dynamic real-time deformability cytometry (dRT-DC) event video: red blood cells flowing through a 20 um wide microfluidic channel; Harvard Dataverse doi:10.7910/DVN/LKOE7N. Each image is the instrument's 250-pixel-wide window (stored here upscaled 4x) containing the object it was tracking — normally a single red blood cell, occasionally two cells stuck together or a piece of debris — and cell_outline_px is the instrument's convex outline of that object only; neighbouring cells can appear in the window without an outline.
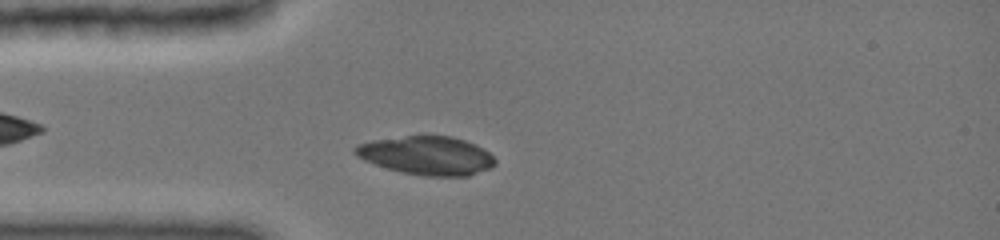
{"species": "common noctule bat (a hibernating species)", "species_latin": "Nyctalus noctula", "temperature_condition": "cold", "stored_images_in_passage": 24, "camera_frame_rate_fps": 3000, "um_per_image_px": 0.085, "animal": {"sex": "female", "body_mass_g": 19.0, "forearm_length_mm": 51.5}, "frame": {"image": 1, "passage_image": 8, "time_ms": 2.0, "image_size_px": [1000, 240], "cell_outline_px": [[496, 164], [492, 168], [468, 176], [424, 176], [400, 172], [364, 160], [356, 156], [352, 152], [352, 148], [356, 144], [372, 140], [404, 136], [452, 136], [476, 144], [484, 148], [496, 160]], "centroid_in_image_um": [36.28, 13.22], "position_along_channel_um": 48.7, "area_um2": 31.73}}
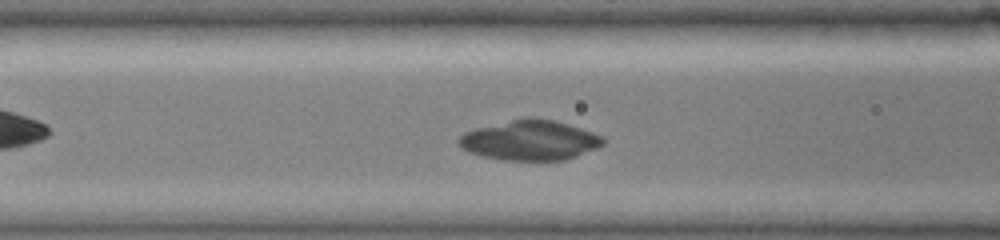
{"frame": {"image": 2, "passage_image": 16, "time_ms": 4.0, "image_size_px": [1000, 240], "cell_outline_px": [[604, 144], [600, 148], [564, 160], [504, 160], [484, 156], [468, 152], [460, 148], [456, 144], [456, 140], [464, 132], [476, 128], [528, 116], [552, 120], [568, 124], [592, 132], [600, 136], [604, 140]], "centroid_in_image_um": [45.02, 11.92], "position_along_channel_um": 121.6, "area_um2": 33.7}}
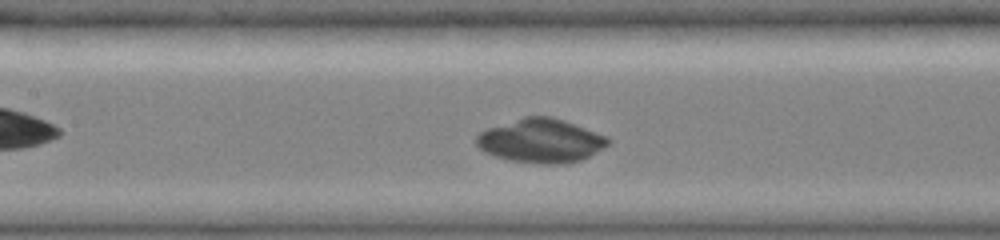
{"frame": {"image": 3, "passage_image": 20, "time_ms": 5.0, "image_size_px": [1000, 240], "cell_outline_px": [[608, 144], [604, 148], [580, 160], [564, 164], [540, 164], [512, 160], [496, 156], [484, 152], [476, 144], [476, 136], [480, 132], [488, 128], [524, 116], [552, 116], [564, 120], [604, 136], [608, 140]], "centroid_in_image_um": [45.94, 11.96], "position_along_channel_um": 161.5, "area_um2": 33.23}}